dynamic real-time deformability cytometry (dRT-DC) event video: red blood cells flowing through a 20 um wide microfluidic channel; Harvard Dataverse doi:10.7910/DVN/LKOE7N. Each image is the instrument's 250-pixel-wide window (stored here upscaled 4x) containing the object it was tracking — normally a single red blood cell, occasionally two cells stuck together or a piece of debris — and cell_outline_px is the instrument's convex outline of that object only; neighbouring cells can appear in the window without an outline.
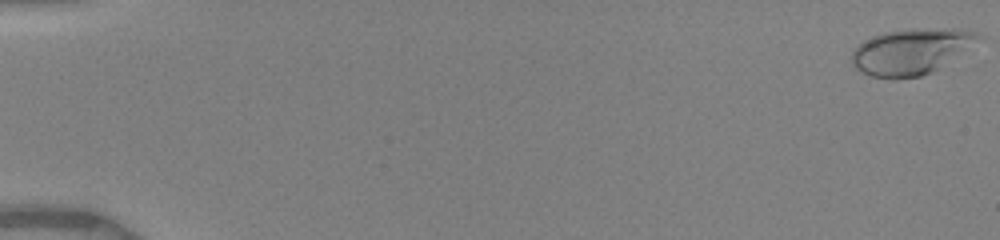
{"species": "human", "species_latin": "Homo sapiens", "temperature_condition": "warm", "stored_images_in_passage": 30, "camera_frame_rate_fps": 3000, "um_per_image_px": 0.085, "donor": {"sex": "female"}, "frame": {"image": 1, "passage_image": 1, "time_ms": 0.0, "image_size_px": [1000, 240], "cell_outline_px": [[984, 36], [936, 68], [920, 76], [896, 80], [892, 80], [872, 76], [856, 68], [852, 64], [852, 52], [864, 40], [872, 36], [884, 32], [912, 28], [960, 28], [976, 32]], "centroid_in_image_um": [77.39, 4.36], "position_along_channel_um": 7.6, "area_um2": 33.35}}
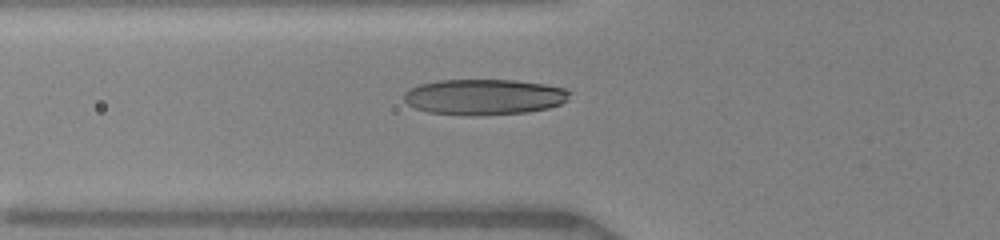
{"frame": {"image": 2, "passage_image": 17, "time_ms": 6.333, "image_size_px": [1000, 240], "cell_outline_px": [[572, 92], [568, 100], [560, 104], [548, 108], [528, 112], [472, 116], [464, 116], [428, 112], [416, 108], [408, 104], [404, 100], [404, 92], [408, 88], [420, 84], [440, 80], [512, 80], [544, 84], [564, 88]], "centroid_in_image_um": [41.15, 8.24], "position_along_channel_um": 84.7, "area_um2": 34.74}}
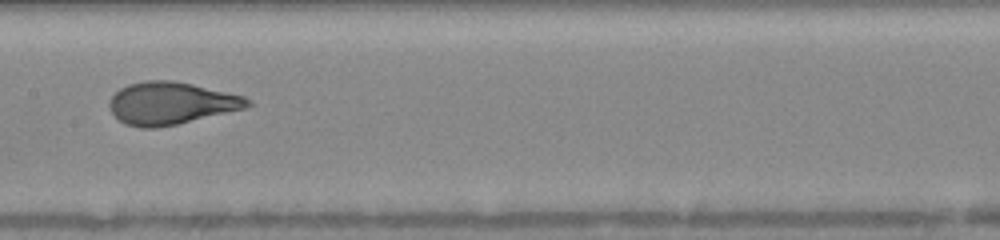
{"frame": {"image": 3, "passage_image": 29, "time_ms": 9.0, "image_size_px": [1000, 240], "cell_outline_px": [[256, 104], [244, 108], [176, 124], [156, 128], [140, 128], [124, 124], [112, 112], [108, 104], [112, 96], [120, 88], [128, 84], [144, 80], [168, 80], [192, 84], [244, 96]], "centroid_in_image_um": [14.52, 8.77], "position_along_channel_um": 192.9, "area_um2": 33.87}}